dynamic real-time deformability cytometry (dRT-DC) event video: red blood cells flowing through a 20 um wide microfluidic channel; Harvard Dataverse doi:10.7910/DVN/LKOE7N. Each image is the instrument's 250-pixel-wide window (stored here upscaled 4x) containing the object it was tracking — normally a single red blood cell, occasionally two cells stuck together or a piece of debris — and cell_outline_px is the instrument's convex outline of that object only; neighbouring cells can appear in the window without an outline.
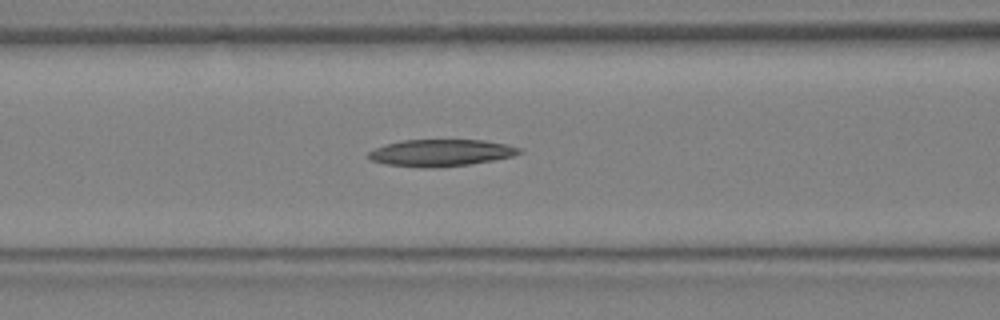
{"species": "Egyptian fruit bat (a non-hibernating species)", "species_latin": "Rousettus aegyptiacus", "temperature_condition": "warm", "stored_images_in_passage": 13, "camera_frame_rate_fps": 3000, "um_per_image_px": 0.085, "animal": {"sex": "female"}, "frame": {"image": 1, "passage_image": 11, "time_ms": 3.333, "image_size_px": [1000, 320], "cell_outline_px": [[524, 152], [512, 156], [492, 160], [468, 164], [436, 168], [432, 168], [388, 164], [372, 160], [368, 156], [368, 152], [376, 148], [400, 140], [484, 140], [508, 144], [524, 148]], "centroid_in_image_um": [37.56, 12.97], "position_along_channel_um": 129.0, "area_um2": 23.47}}
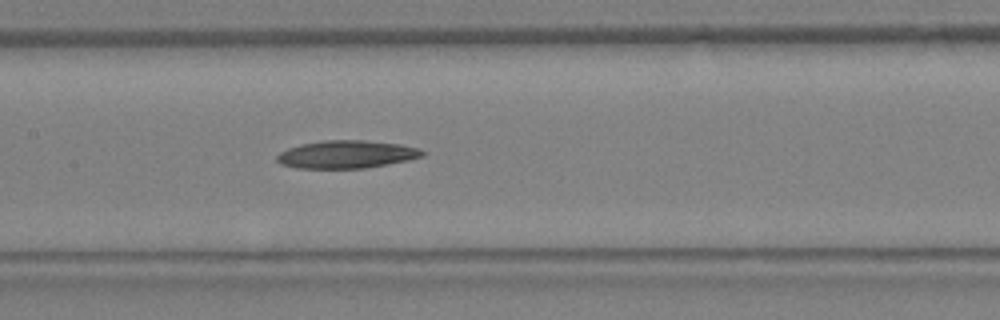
{"frame": {"image": 2, "passage_image": 13, "time_ms": 4.0, "image_size_px": [1000, 320], "cell_outline_px": [[424, 156], [408, 160], [388, 164], [364, 168], [296, 168], [280, 164], [276, 160], [276, 156], [280, 152], [288, 148], [300, 144], [324, 140], [364, 140], [400, 144], [416, 148], [424, 152]], "centroid_in_image_um": [29.42, 13.12], "position_along_channel_um": 178.0, "area_um2": 23.52}}